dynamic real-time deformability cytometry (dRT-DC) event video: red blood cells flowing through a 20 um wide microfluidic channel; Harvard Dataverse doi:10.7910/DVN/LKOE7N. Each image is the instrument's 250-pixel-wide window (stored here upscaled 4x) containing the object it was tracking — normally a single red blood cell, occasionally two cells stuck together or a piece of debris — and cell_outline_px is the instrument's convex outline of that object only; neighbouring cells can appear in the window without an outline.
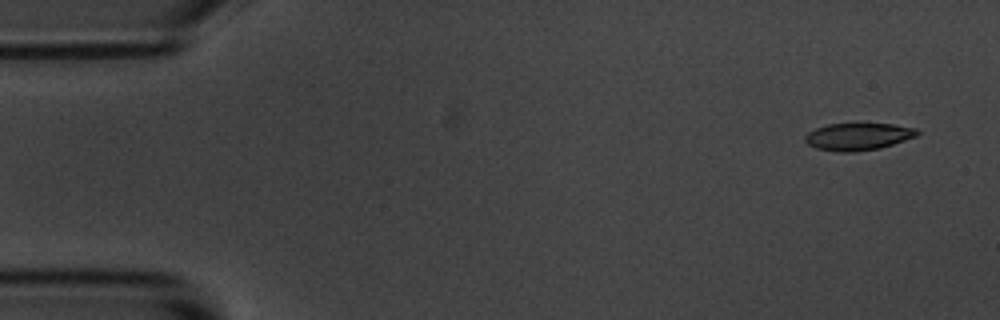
{"species": "common noctule bat (a hibernating species)", "species_latin": "Nyctalus noctula", "temperature_condition": "room temperature", "stored_images_in_passage": 5, "camera_frame_rate_fps": 3000, "um_per_image_px": 0.085, "animal": {"sex": "male", "body_mass_g": 20.1, "forearm_length_mm": 53.5}, "frame": {"image": 1, "passage_image": 1, "time_ms": 0.0, "image_size_px": [1000, 320], "cell_outline_px": [[920, 132], [916, 136], [880, 148], [852, 152], [836, 152], [816, 148], [808, 144], [804, 140], [804, 136], [808, 132], [816, 128], [828, 124], [892, 124], [916, 128]], "centroid_in_image_um": [72.91, 11.61], "position_along_channel_um": 12.1, "area_um2": 17.69}}
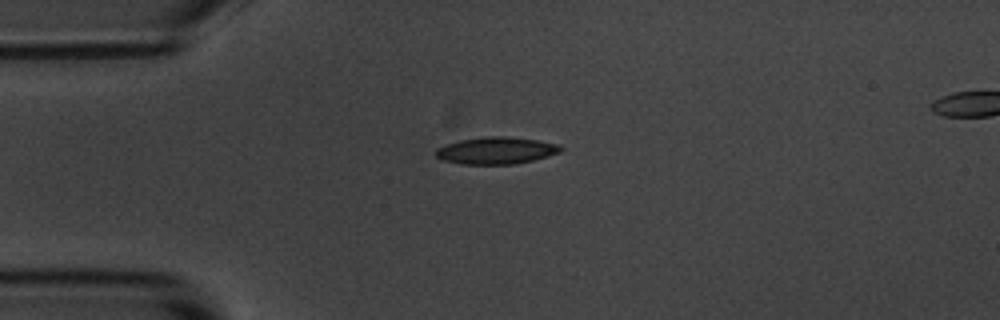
{"frame": {"image": 2, "passage_image": 3, "time_ms": 3.333, "image_size_px": [1000, 320], "cell_outline_px": [[564, 148], [560, 152], [548, 156], [516, 164], [460, 164], [444, 160], [436, 156], [436, 148], [460, 140], [484, 136], [508, 136], [536, 140], [556, 144]], "centroid_in_image_um": [42.18, 12.79], "position_along_channel_um": 42.8, "area_um2": 19.54}}